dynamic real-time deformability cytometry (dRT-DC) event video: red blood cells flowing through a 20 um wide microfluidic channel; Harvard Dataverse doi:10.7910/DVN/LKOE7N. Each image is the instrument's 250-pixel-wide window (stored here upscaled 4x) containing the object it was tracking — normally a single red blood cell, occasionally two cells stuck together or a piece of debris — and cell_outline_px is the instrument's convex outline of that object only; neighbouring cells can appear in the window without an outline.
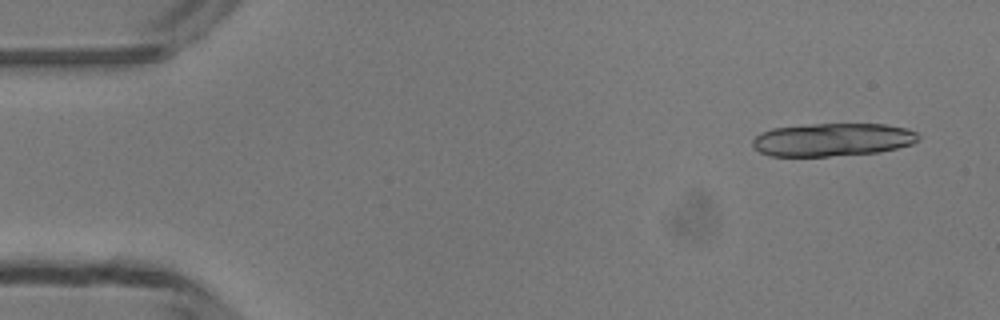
{"species": "common noctule bat (a hibernating species)", "species_latin": "Nyctalus noctula", "temperature_condition": "room temperature", "stored_images_in_passage": 17, "camera_frame_rate_fps": 3000, "um_per_image_px": 0.085, "animal": {"sex": "male", "body_mass_g": 13.3}, "frame": {"image": 1, "passage_image": 3, "time_ms": 0.667, "image_size_px": [1000, 320], "cell_outline_px": [[920, 140], [912, 144], [880, 152], [828, 156], [768, 156], [760, 152], [752, 144], [752, 140], [760, 132], [772, 128], [812, 124], [884, 124], [908, 128], [916, 132], [920, 136]], "centroid_in_image_um": [70.78, 11.87], "position_along_channel_um": 14.2, "area_um2": 32.08}}